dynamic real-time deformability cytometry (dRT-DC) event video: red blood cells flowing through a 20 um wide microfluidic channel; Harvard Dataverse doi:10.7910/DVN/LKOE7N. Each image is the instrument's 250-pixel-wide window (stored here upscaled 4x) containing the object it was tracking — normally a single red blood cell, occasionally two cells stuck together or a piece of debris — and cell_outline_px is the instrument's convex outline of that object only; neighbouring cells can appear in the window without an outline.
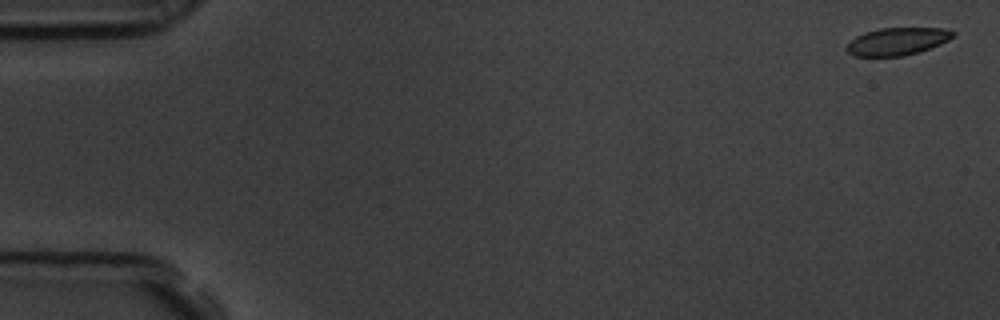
{"species": "common noctule bat (a hibernating species)", "species_latin": "Nyctalus noctula", "temperature_condition": "room temperature", "stored_images_in_passage": 3, "segment_of_instrument_passage": [2, 2], "camera_frame_rate_fps": 3000, "um_per_image_px": 0.085, "animal": {"sex": "male", "body_mass_g": 19.5, "forearm_length_mm": 54.6}, "frame": {"image": 1, "passage_image": 3, "time_ms": 0.667, "image_size_px": [1000, 320], "cell_outline_px": [[956, 36], [940, 44], [920, 52], [904, 56], [856, 56], [848, 52], [844, 48], [856, 36], [864, 32], [880, 28], [944, 28], [956, 32]], "centroid_in_image_um": [76.3, 3.51], "position_along_channel_um": 8.7, "area_um2": 17.17}}